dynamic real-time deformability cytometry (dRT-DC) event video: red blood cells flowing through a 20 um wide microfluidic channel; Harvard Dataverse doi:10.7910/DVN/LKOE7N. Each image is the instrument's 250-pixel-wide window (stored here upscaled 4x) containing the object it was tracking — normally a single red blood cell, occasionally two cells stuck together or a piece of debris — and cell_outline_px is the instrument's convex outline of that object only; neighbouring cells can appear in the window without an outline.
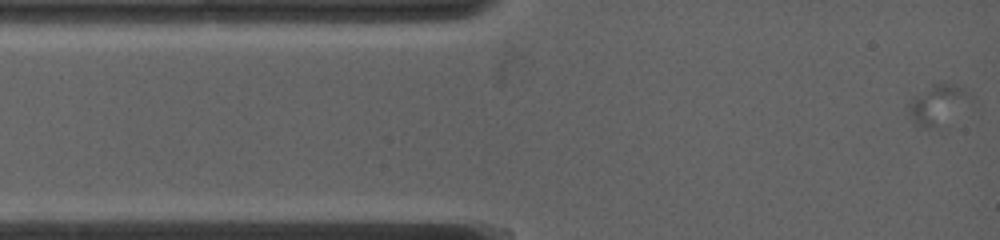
{"species": "common noctule bat (a hibernating species)", "species_latin": "Nyctalus noctula", "temperature_condition": "warm", "stored_images_in_passage": 15, "camera_frame_rate_fps": 4500, "um_per_image_px": 0.085, "animal": {"sex": "female", "body_mass_g": 19.0, "forearm_length_mm": 53.3}, "frame": {"image": 1, "passage_image": 1, "time_ms": 0.0, "image_size_px": [1000, 240], "cell_outline_px": [[976, 100], [944, 136], [920, 128], [912, 120], [904, 104], [932, 84], [940, 80], [948, 80], [964, 88]], "centroid_in_image_um": [79.86, 9.06], "position_along_channel_um": 5.1, "area_um2": 17.57}}
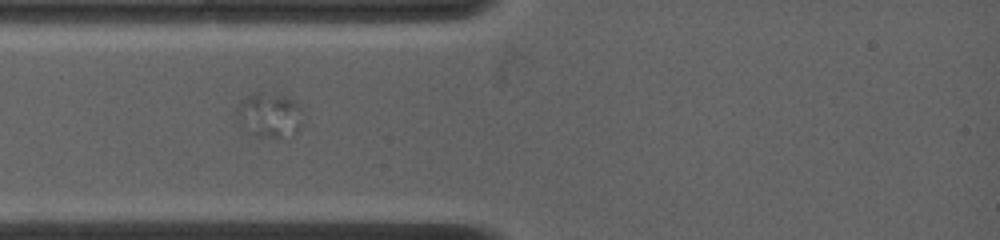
{"frame": {"image": 2, "passage_image": 14, "time_ms": 3.333, "image_size_px": [1000, 240], "cell_outline_px": [[300, 128], [296, 132], [280, 136], [256, 136], [248, 132], [236, 124], [236, 116], [240, 104], [252, 92], [256, 92], [284, 96], [296, 100], [300, 108]], "centroid_in_image_um": [22.85, 9.78], "position_along_channel_um": 62.2, "area_um2": 16.82}}